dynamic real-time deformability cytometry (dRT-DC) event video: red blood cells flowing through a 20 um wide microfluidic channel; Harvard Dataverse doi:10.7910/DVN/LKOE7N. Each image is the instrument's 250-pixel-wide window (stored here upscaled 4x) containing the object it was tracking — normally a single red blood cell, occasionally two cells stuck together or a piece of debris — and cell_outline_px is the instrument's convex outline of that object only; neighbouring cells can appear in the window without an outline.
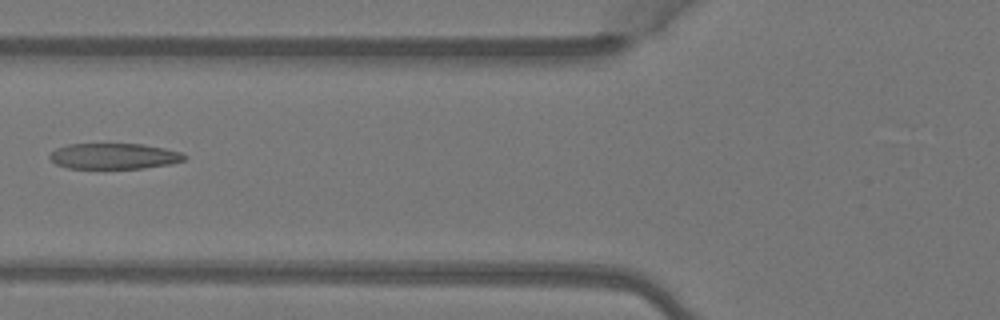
{"species": "Egyptian fruit bat (a non-hibernating species)", "species_latin": "Rousettus aegyptiacus", "temperature_condition": "warm", "stored_images_in_passage": 5, "camera_frame_rate_fps": 3000, "um_per_image_px": 0.085, "animal": {"sex": "female"}, "frame": {"image": 1, "passage_image": 5, "time_ms": 1.333, "image_size_px": [1000, 320], "cell_outline_px": [[188, 156], [184, 160], [172, 164], [144, 168], [68, 168], [56, 164], [48, 156], [56, 148], [68, 144], [140, 144], [164, 148], [184, 152]], "centroid_in_image_um": [9.74, 13.27], "position_along_channel_um": 116.1, "area_um2": 20.29}}